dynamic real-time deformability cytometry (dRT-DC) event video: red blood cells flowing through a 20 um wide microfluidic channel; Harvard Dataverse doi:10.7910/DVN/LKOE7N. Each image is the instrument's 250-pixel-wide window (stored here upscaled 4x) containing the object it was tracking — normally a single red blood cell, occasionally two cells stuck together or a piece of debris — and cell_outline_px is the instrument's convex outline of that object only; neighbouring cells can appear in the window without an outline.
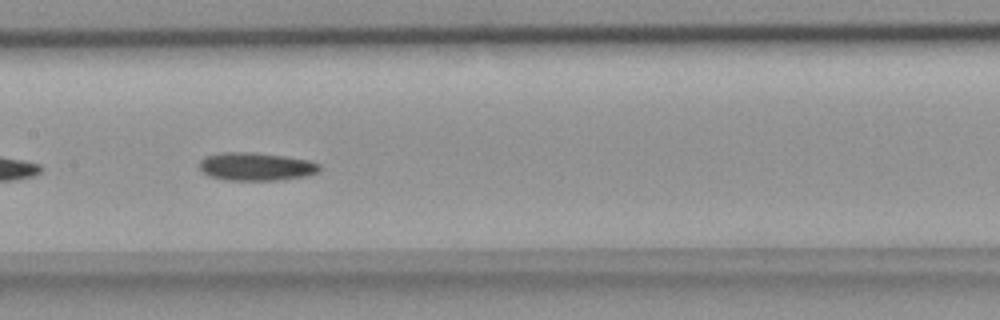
{"species": "common noctule bat (a hibernating species)", "species_latin": "Nyctalus noctula", "temperature_condition": "room temperature", "stored_images_in_passage": 36, "camera_frame_rate_fps": 3000, "um_per_image_px": 0.085, "animal": {"sex": "female", "body_mass_g": 18.4}, "frame": {"image": 1, "passage_image": 11, "time_ms": 3.333, "image_size_px": [1000, 320], "cell_outline_px": [[320, 168], [316, 172], [308, 176], [276, 180], [228, 180], [208, 176], [200, 168], [200, 160], [204, 156], [224, 152], [252, 152], [284, 156], [308, 160], [320, 164]], "centroid_in_image_um": [21.75, 14.15], "position_along_channel_um": 185.7, "area_um2": 19.59}}
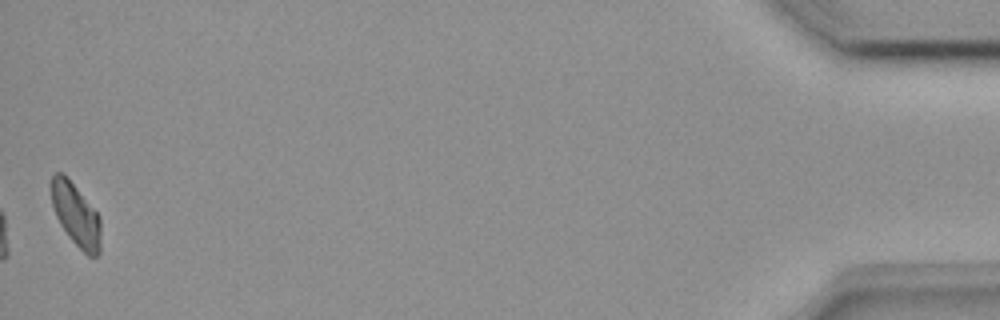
{"frame": {"image": 2, "passage_image": 36, "time_ms": 11.667, "image_size_px": [1000, 320], "cell_outline_px": [[100, 252], [96, 256], [88, 256], [68, 236], [60, 224], [56, 216], [52, 204], [52, 176], [56, 172], [64, 172], [100, 216]], "centroid_in_image_um": [6.46, 18.25], "position_along_channel_um": 428.7, "area_um2": 17.98}}